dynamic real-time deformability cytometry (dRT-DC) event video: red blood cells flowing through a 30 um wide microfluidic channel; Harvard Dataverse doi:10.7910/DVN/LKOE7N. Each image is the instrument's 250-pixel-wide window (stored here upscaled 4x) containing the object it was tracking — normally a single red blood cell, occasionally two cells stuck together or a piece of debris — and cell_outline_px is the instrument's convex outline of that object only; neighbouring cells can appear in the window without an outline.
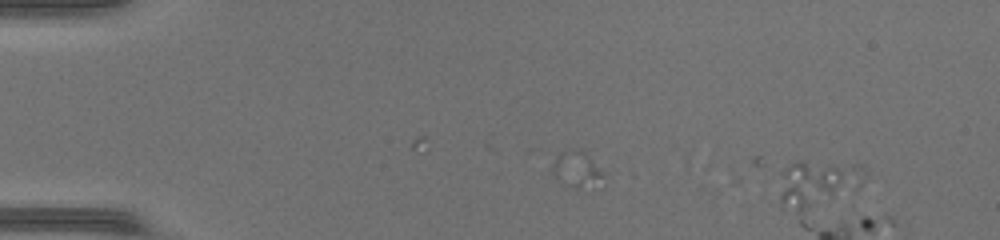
{"species": "common noctule bat (a hibernating species)", "species_latin": "Nyctalus noctula", "temperature_condition": "warm", "stored_images_in_passage": 7, "camera_frame_rate_fps": 3000, "um_per_image_px": 0.085, "animal": {"sex": "female", "body_mass_g": 17.0, "forearm_length_mm": 48.0}, "frame": {"image": 1, "passage_image": 6, "time_ms": 1.667, "image_size_px": [1000, 240], "cell_outline_px": [[604, 176], [580, 188], [576, 188], [564, 184], [556, 176], [552, 168], [552, 164], [556, 156], [572, 148], [580, 148], [604, 172]], "centroid_in_image_um": [48.97, 14.32], "position_along_channel_um": 36.0, "area_um2": 10.0}}